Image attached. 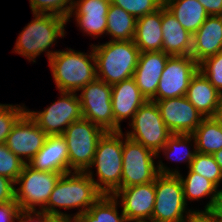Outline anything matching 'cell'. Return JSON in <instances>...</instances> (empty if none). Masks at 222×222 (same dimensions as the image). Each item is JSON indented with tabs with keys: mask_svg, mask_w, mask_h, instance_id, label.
<instances>
[{
	"mask_svg": "<svg viewBox=\"0 0 222 222\" xmlns=\"http://www.w3.org/2000/svg\"><path fill=\"white\" fill-rule=\"evenodd\" d=\"M101 196L103 194L86 172L62 174L49 196L47 206L41 212L51 216H68L55 206L68 210L81 207L82 209L75 214V217L78 218L82 213L88 211Z\"/></svg>",
	"mask_w": 222,
	"mask_h": 222,
	"instance_id": "6da1fadb",
	"label": "cell"
},
{
	"mask_svg": "<svg viewBox=\"0 0 222 222\" xmlns=\"http://www.w3.org/2000/svg\"><path fill=\"white\" fill-rule=\"evenodd\" d=\"M91 48L96 58V69L99 70L98 79L113 85L133 77L140 55L133 40H110L102 45H92Z\"/></svg>",
	"mask_w": 222,
	"mask_h": 222,
	"instance_id": "7a4b0ae2",
	"label": "cell"
},
{
	"mask_svg": "<svg viewBox=\"0 0 222 222\" xmlns=\"http://www.w3.org/2000/svg\"><path fill=\"white\" fill-rule=\"evenodd\" d=\"M91 52L90 55H87L83 52H75L70 48L68 51H56L50 57L49 65L60 92L79 91L97 78L93 49Z\"/></svg>",
	"mask_w": 222,
	"mask_h": 222,
	"instance_id": "3957f363",
	"label": "cell"
},
{
	"mask_svg": "<svg viewBox=\"0 0 222 222\" xmlns=\"http://www.w3.org/2000/svg\"><path fill=\"white\" fill-rule=\"evenodd\" d=\"M122 137V131L105 132L98 141L91 167L95 166L97 168L100 183L94 180L92 172L86 171L103 195H113L121 188L123 169Z\"/></svg>",
	"mask_w": 222,
	"mask_h": 222,
	"instance_id": "277c9868",
	"label": "cell"
},
{
	"mask_svg": "<svg viewBox=\"0 0 222 222\" xmlns=\"http://www.w3.org/2000/svg\"><path fill=\"white\" fill-rule=\"evenodd\" d=\"M35 19L28 23L20 33L15 52L35 62V58L43 51H48V60L56 51L46 50L56 41L57 37H64V26L67 19L54 14H33Z\"/></svg>",
	"mask_w": 222,
	"mask_h": 222,
	"instance_id": "5b68a950",
	"label": "cell"
},
{
	"mask_svg": "<svg viewBox=\"0 0 222 222\" xmlns=\"http://www.w3.org/2000/svg\"><path fill=\"white\" fill-rule=\"evenodd\" d=\"M125 139L122 151L121 188L153 182L159 174H179L178 171H171L165 167L162 162L155 167L153 157H157L156 153L127 136Z\"/></svg>",
	"mask_w": 222,
	"mask_h": 222,
	"instance_id": "8992f818",
	"label": "cell"
},
{
	"mask_svg": "<svg viewBox=\"0 0 222 222\" xmlns=\"http://www.w3.org/2000/svg\"><path fill=\"white\" fill-rule=\"evenodd\" d=\"M103 129L87 119L81 118L71 123L61 135L67 144L69 173L90 170ZM71 168V170H70Z\"/></svg>",
	"mask_w": 222,
	"mask_h": 222,
	"instance_id": "52a82bcc",
	"label": "cell"
},
{
	"mask_svg": "<svg viewBox=\"0 0 222 222\" xmlns=\"http://www.w3.org/2000/svg\"><path fill=\"white\" fill-rule=\"evenodd\" d=\"M62 173L38 171L26 163L15 182L20 187L15 189V201L20 211L36 212L35 206L41 207L40 212L47 206L51 192Z\"/></svg>",
	"mask_w": 222,
	"mask_h": 222,
	"instance_id": "ba28073f",
	"label": "cell"
},
{
	"mask_svg": "<svg viewBox=\"0 0 222 222\" xmlns=\"http://www.w3.org/2000/svg\"><path fill=\"white\" fill-rule=\"evenodd\" d=\"M155 205L152 220L155 222H186L191 214L185 212L183 186L178 175L159 174L155 181ZM186 219V220H185Z\"/></svg>",
	"mask_w": 222,
	"mask_h": 222,
	"instance_id": "9c48e42d",
	"label": "cell"
},
{
	"mask_svg": "<svg viewBox=\"0 0 222 222\" xmlns=\"http://www.w3.org/2000/svg\"><path fill=\"white\" fill-rule=\"evenodd\" d=\"M131 122L129 125L133 131L128 132L126 136L152 150L158 157L172 133L165 125L157 104L147 100L139 107Z\"/></svg>",
	"mask_w": 222,
	"mask_h": 222,
	"instance_id": "30bf717a",
	"label": "cell"
},
{
	"mask_svg": "<svg viewBox=\"0 0 222 222\" xmlns=\"http://www.w3.org/2000/svg\"><path fill=\"white\" fill-rule=\"evenodd\" d=\"M81 90L79 101L82 118L99 126L105 132L122 131L114 122L111 85L96 78Z\"/></svg>",
	"mask_w": 222,
	"mask_h": 222,
	"instance_id": "8fae6325",
	"label": "cell"
},
{
	"mask_svg": "<svg viewBox=\"0 0 222 222\" xmlns=\"http://www.w3.org/2000/svg\"><path fill=\"white\" fill-rule=\"evenodd\" d=\"M26 112L48 136L62 135L71 123L82 118L79 97L75 92H61L60 99L44 111Z\"/></svg>",
	"mask_w": 222,
	"mask_h": 222,
	"instance_id": "7c38bea8",
	"label": "cell"
},
{
	"mask_svg": "<svg viewBox=\"0 0 222 222\" xmlns=\"http://www.w3.org/2000/svg\"><path fill=\"white\" fill-rule=\"evenodd\" d=\"M198 70L199 64L191 56H169L152 100L186 96L190 80Z\"/></svg>",
	"mask_w": 222,
	"mask_h": 222,
	"instance_id": "4fadbf2b",
	"label": "cell"
},
{
	"mask_svg": "<svg viewBox=\"0 0 222 222\" xmlns=\"http://www.w3.org/2000/svg\"><path fill=\"white\" fill-rule=\"evenodd\" d=\"M154 101L172 134H192L204 119L186 96Z\"/></svg>",
	"mask_w": 222,
	"mask_h": 222,
	"instance_id": "5bb4252c",
	"label": "cell"
},
{
	"mask_svg": "<svg viewBox=\"0 0 222 222\" xmlns=\"http://www.w3.org/2000/svg\"><path fill=\"white\" fill-rule=\"evenodd\" d=\"M47 136L30 115L25 112L13 126L11 133L7 136L5 145L25 163H29L41 150ZM22 156L28 159V162Z\"/></svg>",
	"mask_w": 222,
	"mask_h": 222,
	"instance_id": "9a60e30c",
	"label": "cell"
},
{
	"mask_svg": "<svg viewBox=\"0 0 222 222\" xmlns=\"http://www.w3.org/2000/svg\"><path fill=\"white\" fill-rule=\"evenodd\" d=\"M155 196L154 181L120 188L113 194L117 200L122 198V212L128 221L152 220Z\"/></svg>",
	"mask_w": 222,
	"mask_h": 222,
	"instance_id": "2e32d148",
	"label": "cell"
},
{
	"mask_svg": "<svg viewBox=\"0 0 222 222\" xmlns=\"http://www.w3.org/2000/svg\"><path fill=\"white\" fill-rule=\"evenodd\" d=\"M169 56L163 51L140 52L133 78L146 100H152L156 96L158 84Z\"/></svg>",
	"mask_w": 222,
	"mask_h": 222,
	"instance_id": "e0dca14e",
	"label": "cell"
},
{
	"mask_svg": "<svg viewBox=\"0 0 222 222\" xmlns=\"http://www.w3.org/2000/svg\"><path fill=\"white\" fill-rule=\"evenodd\" d=\"M186 98L204 118L221 114L222 95L200 70L191 78Z\"/></svg>",
	"mask_w": 222,
	"mask_h": 222,
	"instance_id": "ac0fdd59",
	"label": "cell"
},
{
	"mask_svg": "<svg viewBox=\"0 0 222 222\" xmlns=\"http://www.w3.org/2000/svg\"><path fill=\"white\" fill-rule=\"evenodd\" d=\"M222 50V16H208L194 33L191 57L200 64Z\"/></svg>",
	"mask_w": 222,
	"mask_h": 222,
	"instance_id": "d6986e66",
	"label": "cell"
},
{
	"mask_svg": "<svg viewBox=\"0 0 222 222\" xmlns=\"http://www.w3.org/2000/svg\"><path fill=\"white\" fill-rule=\"evenodd\" d=\"M112 112L115 124L120 127V122L125 118H132L147 100L141 94L133 77L111 85Z\"/></svg>",
	"mask_w": 222,
	"mask_h": 222,
	"instance_id": "ffe728a7",
	"label": "cell"
},
{
	"mask_svg": "<svg viewBox=\"0 0 222 222\" xmlns=\"http://www.w3.org/2000/svg\"><path fill=\"white\" fill-rule=\"evenodd\" d=\"M28 165L38 171L69 173L68 148L65 139L61 135L47 136L43 147Z\"/></svg>",
	"mask_w": 222,
	"mask_h": 222,
	"instance_id": "44dd1931",
	"label": "cell"
},
{
	"mask_svg": "<svg viewBox=\"0 0 222 222\" xmlns=\"http://www.w3.org/2000/svg\"><path fill=\"white\" fill-rule=\"evenodd\" d=\"M162 51L170 56H191V35L165 6H162Z\"/></svg>",
	"mask_w": 222,
	"mask_h": 222,
	"instance_id": "7402d4cb",
	"label": "cell"
},
{
	"mask_svg": "<svg viewBox=\"0 0 222 222\" xmlns=\"http://www.w3.org/2000/svg\"><path fill=\"white\" fill-rule=\"evenodd\" d=\"M133 41L140 52L162 51V7L136 19Z\"/></svg>",
	"mask_w": 222,
	"mask_h": 222,
	"instance_id": "603a6c76",
	"label": "cell"
},
{
	"mask_svg": "<svg viewBox=\"0 0 222 222\" xmlns=\"http://www.w3.org/2000/svg\"><path fill=\"white\" fill-rule=\"evenodd\" d=\"M164 6L191 35L209 16L198 0H164Z\"/></svg>",
	"mask_w": 222,
	"mask_h": 222,
	"instance_id": "cb8c5ba5",
	"label": "cell"
},
{
	"mask_svg": "<svg viewBox=\"0 0 222 222\" xmlns=\"http://www.w3.org/2000/svg\"><path fill=\"white\" fill-rule=\"evenodd\" d=\"M192 135L198 153L213 155L222 149V118H204Z\"/></svg>",
	"mask_w": 222,
	"mask_h": 222,
	"instance_id": "d4e9b609",
	"label": "cell"
},
{
	"mask_svg": "<svg viewBox=\"0 0 222 222\" xmlns=\"http://www.w3.org/2000/svg\"><path fill=\"white\" fill-rule=\"evenodd\" d=\"M136 18L119 6L110 3L107 12L106 33L113 36L112 41L133 40Z\"/></svg>",
	"mask_w": 222,
	"mask_h": 222,
	"instance_id": "484cf974",
	"label": "cell"
},
{
	"mask_svg": "<svg viewBox=\"0 0 222 222\" xmlns=\"http://www.w3.org/2000/svg\"><path fill=\"white\" fill-rule=\"evenodd\" d=\"M188 172L189 173L185 179L180 175V173L177 174L180 177L183 186L185 202L187 199L197 200L202 197L212 195L204 209V211H210L216 198L219 196L220 190H217L218 187L203 176L192 172L190 169Z\"/></svg>",
	"mask_w": 222,
	"mask_h": 222,
	"instance_id": "4316f807",
	"label": "cell"
},
{
	"mask_svg": "<svg viewBox=\"0 0 222 222\" xmlns=\"http://www.w3.org/2000/svg\"><path fill=\"white\" fill-rule=\"evenodd\" d=\"M117 202L113 195H103L88 211L78 216V220L80 222H129L123 212L118 215Z\"/></svg>",
	"mask_w": 222,
	"mask_h": 222,
	"instance_id": "83f0119b",
	"label": "cell"
},
{
	"mask_svg": "<svg viewBox=\"0 0 222 222\" xmlns=\"http://www.w3.org/2000/svg\"><path fill=\"white\" fill-rule=\"evenodd\" d=\"M189 169L213 182L217 187L222 179L220 166L215 162L213 155L196 153Z\"/></svg>",
	"mask_w": 222,
	"mask_h": 222,
	"instance_id": "f1b7e54d",
	"label": "cell"
},
{
	"mask_svg": "<svg viewBox=\"0 0 222 222\" xmlns=\"http://www.w3.org/2000/svg\"><path fill=\"white\" fill-rule=\"evenodd\" d=\"M192 137V138H191ZM192 139H194V137H193V135L192 134H172L169 138H168V140H167V142H166V144L161 148V150H163V152L165 153V154H168V156L166 157L167 159L169 158V159H173L172 158V154L171 153H173V155H175V154H177L180 150H182L183 149V151H184V149H186L184 152H183V157H182V155H181V157L180 156H176L175 158H174V160L175 161H184V160H186L187 162H188V166H190V164H191V162H192V160L194 159V157H195V154L197 153V151L196 150H194L193 152H191L189 149V147L187 146V143L189 142V141H191ZM179 150V151H178ZM175 153V154H174ZM170 154V155H169ZM181 154V153H180ZM171 156V157H170ZM180 157V158H179Z\"/></svg>",
	"mask_w": 222,
	"mask_h": 222,
	"instance_id": "f546056e",
	"label": "cell"
},
{
	"mask_svg": "<svg viewBox=\"0 0 222 222\" xmlns=\"http://www.w3.org/2000/svg\"><path fill=\"white\" fill-rule=\"evenodd\" d=\"M33 14H54L70 20L74 0H29ZM69 4V6H68Z\"/></svg>",
	"mask_w": 222,
	"mask_h": 222,
	"instance_id": "4dcf8cb0",
	"label": "cell"
},
{
	"mask_svg": "<svg viewBox=\"0 0 222 222\" xmlns=\"http://www.w3.org/2000/svg\"><path fill=\"white\" fill-rule=\"evenodd\" d=\"M26 163L12 153L4 144H0V175L16 182Z\"/></svg>",
	"mask_w": 222,
	"mask_h": 222,
	"instance_id": "1f68e13d",
	"label": "cell"
},
{
	"mask_svg": "<svg viewBox=\"0 0 222 222\" xmlns=\"http://www.w3.org/2000/svg\"><path fill=\"white\" fill-rule=\"evenodd\" d=\"M136 19L155 12L164 5V0H110Z\"/></svg>",
	"mask_w": 222,
	"mask_h": 222,
	"instance_id": "d6a6232c",
	"label": "cell"
},
{
	"mask_svg": "<svg viewBox=\"0 0 222 222\" xmlns=\"http://www.w3.org/2000/svg\"><path fill=\"white\" fill-rule=\"evenodd\" d=\"M25 112L26 109L20 105L17 107L10 104H0V144L6 142L13 126Z\"/></svg>",
	"mask_w": 222,
	"mask_h": 222,
	"instance_id": "836d02e7",
	"label": "cell"
},
{
	"mask_svg": "<svg viewBox=\"0 0 222 222\" xmlns=\"http://www.w3.org/2000/svg\"><path fill=\"white\" fill-rule=\"evenodd\" d=\"M199 70L222 95V50L199 64Z\"/></svg>",
	"mask_w": 222,
	"mask_h": 222,
	"instance_id": "e575fe53",
	"label": "cell"
},
{
	"mask_svg": "<svg viewBox=\"0 0 222 222\" xmlns=\"http://www.w3.org/2000/svg\"><path fill=\"white\" fill-rule=\"evenodd\" d=\"M110 0H78L73 1L72 12L76 9V16L107 15Z\"/></svg>",
	"mask_w": 222,
	"mask_h": 222,
	"instance_id": "d590c367",
	"label": "cell"
},
{
	"mask_svg": "<svg viewBox=\"0 0 222 222\" xmlns=\"http://www.w3.org/2000/svg\"><path fill=\"white\" fill-rule=\"evenodd\" d=\"M77 24L94 37L106 33L107 15L76 16Z\"/></svg>",
	"mask_w": 222,
	"mask_h": 222,
	"instance_id": "8d00e7d4",
	"label": "cell"
},
{
	"mask_svg": "<svg viewBox=\"0 0 222 222\" xmlns=\"http://www.w3.org/2000/svg\"><path fill=\"white\" fill-rule=\"evenodd\" d=\"M15 182L9 178L0 175V204L15 201Z\"/></svg>",
	"mask_w": 222,
	"mask_h": 222,
	"instance_id": "74e56055",
	"label": "cell"
},
{
	"mask_svg": "<svg viewBox=\"0 0 222 222\" xmlns=\"http://www.w3.org/2000/svg\"><path fill=\"white\" fill-rule=\"evenodd\" d=\"M20 212L16 202L0 204V222H15Z\"/></svg>",
	"mask_w": 222,
	"mask_h": 222,
	"instance_id": "f35d334b",
	"label": "cell"
},
{
	"mask_svg": "<svg viewBox=\"0 0 222 222\" xmlns=\"http://www.w3.org/2000/svg\"><path fill=\"white\" fill-rule=\"evenodd\" d=\"M209 16H222V0H198Z\"/></svg>",
	"mask_w": 222,
	"mask_h": 222,
	"instance_id": "ab89813d",
	"label": "cell"
},
{
	"mask_svg": "<svg viewBox=\"0 0 222 222\" xmlns=\"http://www.w3.org/2000/svg\"><path fill=\"white\" fill-rule=\"evenodd\" d=\"M186 222H216L210 211H192Z\"/></svg>",
	"mask_w": 222,
	"mask_h": 222,
	"instance_id": "60d3db41",
	"label": "cell"
},
{
	"mask_svg": "<svg viewBox=\"0 0 222 222\" xmlns=\"http://www.w3.org/2000/svg\"><path fill=\"white\" fill-rule=\"evenodd\" d=\"M32 214L35 215V217H37L36 218L37 220H35V218L32 217ZM17 220L19 222H44L45 214L40 211H36V212L21 211L17 217Z\"/></svg>",
	"mask_w": 222,
	"mask_h": 222,
	"instance_id": "b9f144b4",
	"label": "cell"
},
{
	"mask_svg": "<svg viewBox=\"0 0 222 222\" xmlns=\"http://www.w3.org/2000/svg\"><path fill=\"white\" fill-rule=\"evenodd\" d=\"M210 212L215 216V220H222V189L216 198Z\"/></svg>",
	"mask_w": 222,
	"mask_h": 222,
	"instance_id": "7bdbcfd3",
	"label": "cell"
},
{
	"mask_svg": "<svg viewBox=\"0 0 222 222\" xmlns=\"http://www.w3.org/2000/svg\"><path fill=\"white\" fill-rule=\"evenodd\" d=\"M44 222H76V217L73 218L68 216H51V215H45Z\"/></svg>",
	"mask_w": 222,
	"mask_h": 222,
	"instance_id": "ee69618b",
	"label": "cell"
},
{
	"mask_svg": "<svg viewBox=\"0 0 222 222\" xmlns=\"http://www.w3.org/2000/svg\"><path fill=\"white\" fill-rule=\"evenodd\" d=\"M215 162L220 166L222 171V149L213 154Z\"/></svg>",
	"mask_w": 222,
	"mask_h": 222,
	"instance_id": "f6af8a7d",
	"label": "cell"
},
{
	"mask_svg": "<svg viewBox=\"0 0 222 222\" xmlns=\"http://www.w3.org/2000/svg\"><path fill=\"white\" fill-rule=\"evenodd\" d=\"M129 222H155L154 220H149V221H147V220H133V221H129Z\"/></svg>",
	"mask_w": 222,
	"mask_h": 222,
	"instance_id": "bcb514c9",
	"label": "cell"
}]
</instances>
